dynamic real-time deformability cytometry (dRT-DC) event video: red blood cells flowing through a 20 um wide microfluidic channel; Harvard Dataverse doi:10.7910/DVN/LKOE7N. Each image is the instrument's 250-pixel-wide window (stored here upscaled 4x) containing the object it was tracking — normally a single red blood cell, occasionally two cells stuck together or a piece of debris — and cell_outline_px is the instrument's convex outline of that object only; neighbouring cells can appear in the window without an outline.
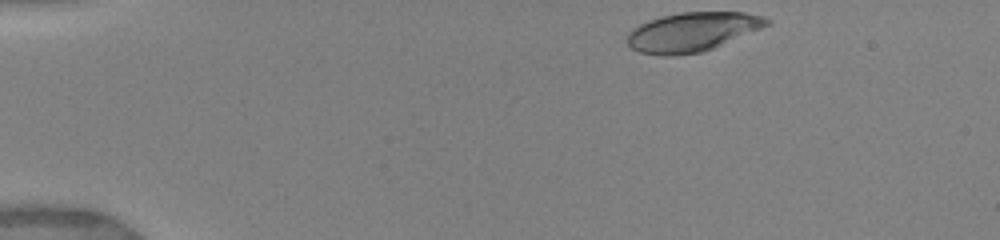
{"species": "human", "species_latin": "Homo sapiens", "temperature_condition": "warm", "stored_images_in_passage": 9, "camera_frame_rate_fps": 3000, "um_per_image_px": 0.085, "donor": {"sex": "female"}, "frame": {"image": 1, "passage_image": 1, "time_ms": 0.0, "image_size_px": [1000, 240], "cell_outline_px": [[772, 24], [716, 48], [704, 52], [672, 56], [664, 56], [640, 52], [632, 48], [624, 40], [628, 32], [632, 28], [648, 20], [660, 16], [680, 12], [744, 12], [760, 16], [772, 20]], "centroid_in_image_um": [58.85, 2.72], "position_along_channel_um": 26.2, "area_um2": 32.43}}
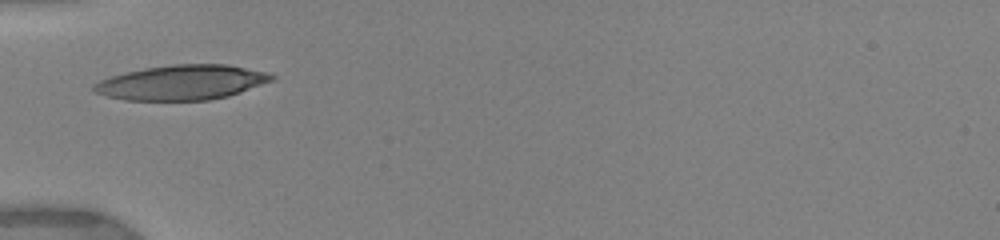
{"frame": {"image": 2, "passage_image": 7, "time_ms": 3.333, "image_size_px": [1000, 240], "cell_outline_px": [[276, 76], [272, 80], [240, 92], [228, 96], [208, 100], [124, 100], [108, 96], [96, 92], [92, 88], [100, 80], [112, 76], [144, 68], [172, 64], [228, 64], [268, 72]], "centroid_in_image_um": [15.49, 7.0], "position_along_channel_um": 69.5, "area_um2": 35.78}}